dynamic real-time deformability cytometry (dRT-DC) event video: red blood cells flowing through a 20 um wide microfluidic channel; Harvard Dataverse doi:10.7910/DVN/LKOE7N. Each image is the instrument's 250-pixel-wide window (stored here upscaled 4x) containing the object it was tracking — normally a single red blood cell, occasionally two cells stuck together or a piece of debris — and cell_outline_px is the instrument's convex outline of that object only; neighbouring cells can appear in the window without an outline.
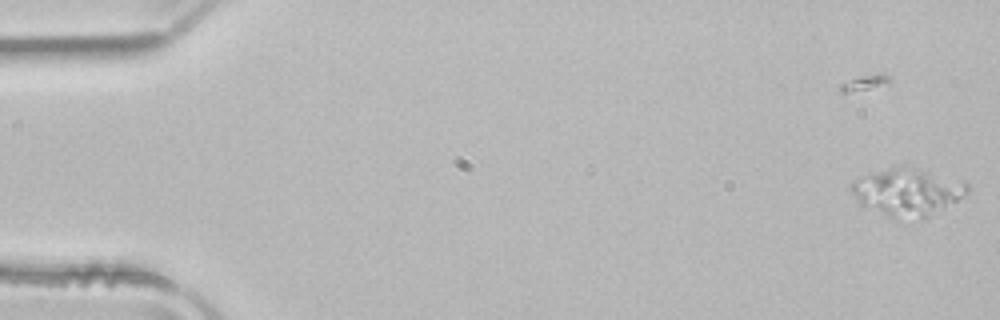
{"species": "common noctule bat (a hibernating species)", "species_latin": "Nyctalus noctula", "temperature_condition": "room temperature", "stored_images_in_passage": 4, "camera_frame_rate_fps": 3000, "um_per_image_px": 0.085, "animal": {"sex": "male", "body_mass_g": 21.5, "forearm_length_mm": 52.0}, "frame": {"image": 1, "passage_image": 4, "time_ms": 1.0, "image_size_px": [1000, 320], "cell_outline_px": [[968, 192], [944, 208], [924, 220], [892, 216], [860, 204], [848, 188], [848, 184], [852, 180], [880, 172], [896, 168], [920, 172], [964, 180], [968, 184]], "centroid_in_image_um": [77.12, 16.38], "position_along_channel_um": 7.9, "area_um2": 30.35}}